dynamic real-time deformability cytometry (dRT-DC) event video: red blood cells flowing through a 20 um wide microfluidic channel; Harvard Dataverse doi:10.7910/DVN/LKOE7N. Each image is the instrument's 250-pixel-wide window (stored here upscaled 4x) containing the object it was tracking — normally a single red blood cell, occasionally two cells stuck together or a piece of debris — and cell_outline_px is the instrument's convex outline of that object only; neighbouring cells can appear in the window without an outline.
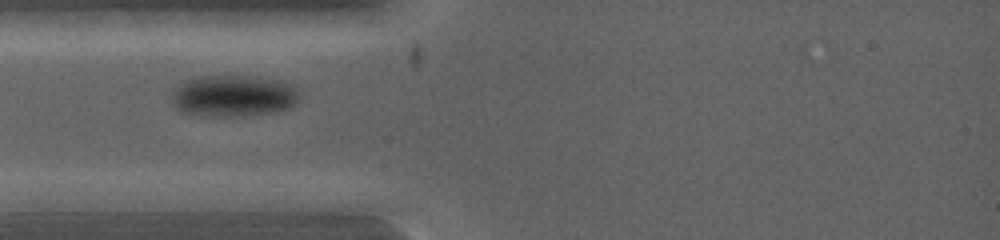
{"species": "common noctule bat (a hibernating species)", "species_latin": "Nyctalus noctula", "temperature_condition": "warm", "stored_images_in_passage": 15, "camera_frame_rate_fps": 5000, "um_per_image_px": 0.085, "animal": {"sex": "female", "body_mass_g": 19.0, "forearm_length_mm": 53.3}, "frame": {"image": 1, "passage_image": 5, "time_ms": 1.0, "image_size_px": [1000, 240], "cell_outline_px": [[296, 100], [292, 104], [284, 108], [264, 112], [240, 116], [204, 116], [180, 112], [176, 108], [176, 88], [188, 80], [204, 76], [244, 76], [280, 80], [296, 96]], "centroid_in_image_um": [19.74, 8.16], "position_along_channel_um": 65.3, "area_um2": 29.13}}
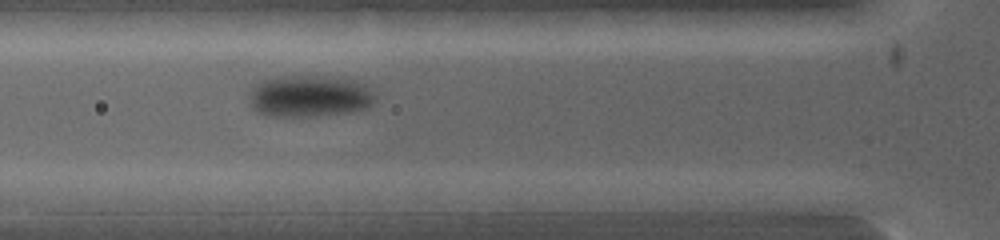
{"frame": {"image": 2, "passage_image": 10, "time_ms": 1.6, "image_size_px": [1000, 240], "cell_outline_px": [[372, 96], [368, 104], [364, 108], [344, 112], [316, 116], [272, 116], [260, 112], [256, 108], [256, 88], [264, 80], [284, 76], [312, 76], [336, 80], [356, 84], [364, 88]], "centroid_in_image_um": [26.26, 8.21], "position_along_channel_um": 99.5, "area_um2": 27.69}}
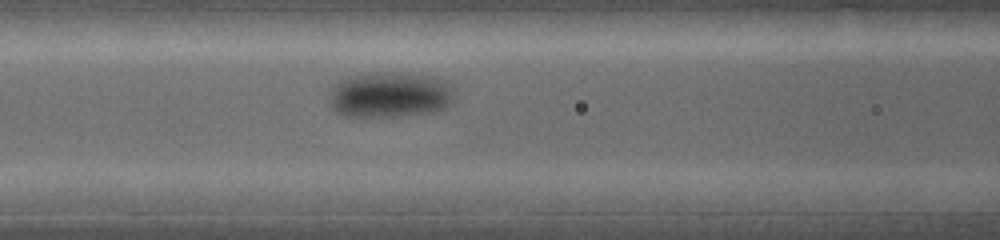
{"frame": {"image": 3, "passage_image": 14, "time_ms": 2.2, "image_size_px": [1000, 240], "cell_outline_px": [[448, 100], [444, 104], [436, 108], [416, 112], [384, 116], [344, 116], [336, 112], [332, 108], [332, 96], [340, 84], [356, 76], [392, 72], [400, 72], [428, 76], [448, 84]], "centroid_in_image_um": [33.05, 8.05], "position_along_channel_um": 133.6, "area_um2": 30.23}}